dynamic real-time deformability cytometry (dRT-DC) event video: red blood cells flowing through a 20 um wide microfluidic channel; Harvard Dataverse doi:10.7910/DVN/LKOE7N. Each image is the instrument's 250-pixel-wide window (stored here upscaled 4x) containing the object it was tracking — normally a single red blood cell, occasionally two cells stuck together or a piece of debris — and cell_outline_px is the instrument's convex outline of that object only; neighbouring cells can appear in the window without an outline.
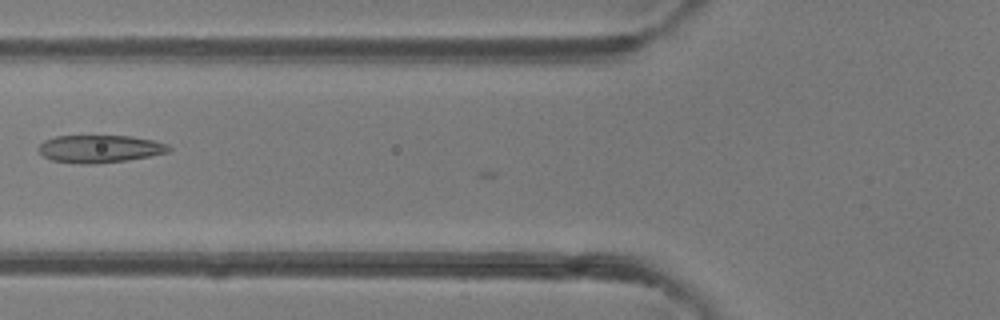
{"species": "common noctule bat (a hibernating species)", "species_latin": "Nyctalus noctula", "temperature_condition": "room temperature", "stored_images_in_passage": 8, "camera_frame_rate_fps": 3000, "um_per_image_px": 0.085, "animal": {"sex": "female"}, "frame": {"image": 1, "passage_image": 6, "time_ms": 1.667, "image_size_px": [1000, 320], "cell_outline_px": [[172, 148], [168, 152], [128, 160], [96, 164], [80, 164], [52, 160], [44, 156], [36, 148], [44, 140], [56, 136], [132, 136], [152, 140], [168, 144]], "centroid_in_image_um": [8.47, 12.65], "position_along_channel_um": 117.3, "area_um2": 20.98}}